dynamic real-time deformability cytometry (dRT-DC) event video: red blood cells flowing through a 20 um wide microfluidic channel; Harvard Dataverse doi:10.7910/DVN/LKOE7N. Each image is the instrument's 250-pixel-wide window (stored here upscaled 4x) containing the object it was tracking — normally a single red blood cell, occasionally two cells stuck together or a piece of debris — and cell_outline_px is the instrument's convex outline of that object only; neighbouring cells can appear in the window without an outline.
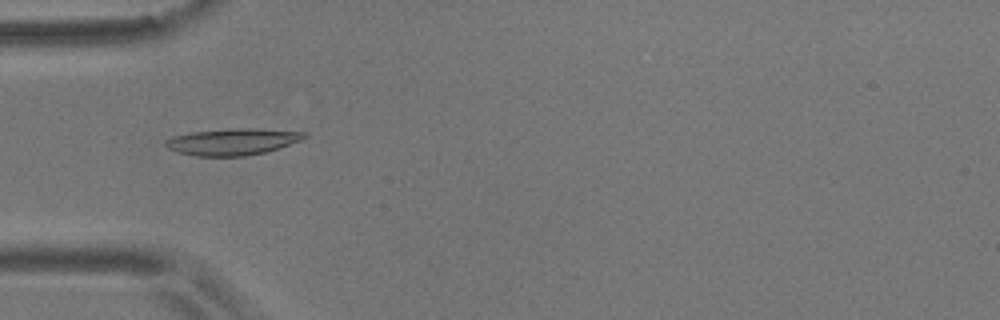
{"species": "common noctule bat (a hibernating species)", "species_latin": "Nyctalus noctula", "temperature_condition": "room temperature", "stored_images_in_passage": 5, "camera_frame_rate_fps": 3000, "um_per_image_px": 0.085, "animal": {"sex": "male", "body_mass_g": 17.9}, "frame": {"image": 1, "passage_image": 4, "time_ms": 3.333, "image_size_px": [1000, 320], "cell_outline_px": [[308, 136], [300, 140], [280, 148], [264, 152], [244, 156], [196, 156], [176, 152], [168, 148], [164, 144], [164, 140], [172, 136], [192, 132], [244, 128], [260, 128], [308, 132]], "centroid_in_image_um": [19.78, 12.04], "position_along_channel_um": 65.2, "area_um2": 21.56}}
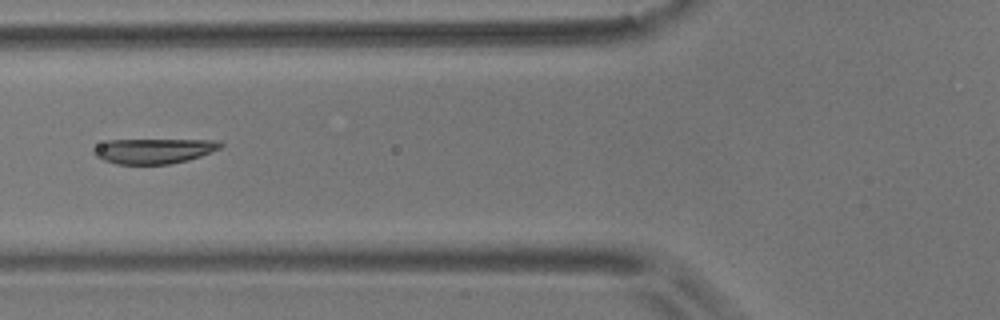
{"frame": {"image": 2, "passage_image": 5, "time_ms": 4.667, "image_size_px": [1000, 320], "cell_outline_px": [[224, 144], [220, 148], [200, 156], [188, 160], [168, 164], [116, 164], [104, 160], [96, 156], [92, 152], [92, 148], [108, 140], [220, 140]], "centroid_in_image_um": [13.06, 12.82], "position_along_channel_um": 112.7, "area_um2": 18.5}}